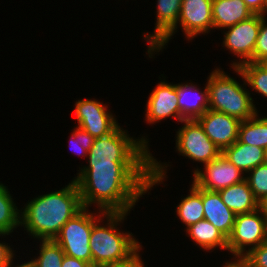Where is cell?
Instances as JSON below:
<instances>
[{"label":"cell","mask_w":267,"mask_h":267,"mask_svg":"<svg viewBox=\"0 0 267 267\" xmlns=\"http://www.w3.org/2000/svg\"><path fill=\"white\" fill-rule=\"evenodd\" d=\"M4 184L0 183V235H9L20 226V213Z\"/></svg>","instance_id":"d4e9b609"},{"label":"cell","mask_w":267,"mask_h":267,"mask_svg":"<svg viewBox=\"0 0 267 267\" xmlns=\"http://www.w3.org/2000/svg\"><path fill=\"white\" fill-rule=\"evenodd\" d=\"M244 2L253 14H261L265 16L266 0H244Z\"/></svg>","instance_id":"1f68e13d"},{"label":"cell","mask_w":267,"mask_h":267,"mask_svg":"<svg viewBox=\"0 0 267 267\" xmlns=\"http://www.w3.org/2000/svg\"><path fill=\"white\" fill-rule=\"evenodd\" d=\"M205 171H194L193 183L202 189L220 191L245 180L244 172L229 162L221 153L216 159L204 164Z\"/></svg>","instance_id":"30bf717a"},{"label":"cell","mask_w":267,"mask_h":267,"mask_svg":"<svg viewBox=\"0 0 267 267\" xmlns=\"http://www.w3.org/2000/svg\"><path fill=\"white\" fill-rule=\"evenodd\" d=\"M264 164L267 165V147L264 149Z\"/></svg>","instance_id":"8d00e7d4"},{"label":"cell","mask_w":267,"mask_h":267,"mask_svg":"<svg viewBox=\"0 0 267 267\" xmlns=\"http://www.w3.org/2000/svg\"><path fill=\"white\" fill-rule=\"evenodd\" d=\"M267 12V0H266V4H265V13Z\"/></svg>","instance_id":"f35d334b"},{"label":"cell","mask_w":267,"mask_h":267,"mask_svg":"<svg viewBox=\"0 0 267 267\" xmlns=\"http://www.w3.org/2000/svg\"><path fill=\"white\" fill-rule=\"evenodd\" d=\"M14 253L10 246L0 243V267H12Z\"/></svg>","instance_id":"4dcf8cb0"},{"label":"cell","mask_w":267,"mask_h":267,"mask_svg":"<svg viewBox=\"0 0 267 267\" xmlns=\"http://www.w3.org/2000/svg\"><path fill=\"white\" fill-rule=\"evenodd\" d=\"M118 126L110 134L95 138L88 152L89 164H112V161H152L145 138L134 140Z\"/></svg>","instance_id":"5b68a950"},{"label":"cell","mask_w":267,"mask_h":267,"mask_svg":"<svg viewBox=\"0 0 267 267\" xmlns=\"http://www.w3.org/2000/svg\"><path fill=\"white\" fill-rule=\"evenodd\" d=\"M186 229L192 240L203 249L212 250L219 246L227 250V237L208 220H200Z\"/></svg>","instance_id":"44dd1931"},{"label":"cell","mask_w":267,"mask_h":267,"mask_svg":"<svg viewBox=\"0 0 267 267\" xmlns=\"http://www.w3.org/2000/svg\"><path fill=\"white\" fill-rule=\"evenodd\" d=\"M222 154L229 162L245 173L258 165L264 164L263 148L241 143L238 140L225 148Z\"/></svg>","instance_id":"ffe728a7"},{"label":"cell","mask_w":267,"mask_h":267,"mask_svg":"<svg viewBox=\"0 0 267 267\" xmlns=\"http://www.w3.org/2000/svg\"><path fill=\"white\" fill-rule=\"evenodd\" d=\"M83 208L78 186L73 180L65 188L27 203L20 212V224L38 240H54L67 221Z\"/></svg>","instance_id":"7a4b0ae2"},{"label":"cell","mask_w":267,"mask_h":267,"mask_svg":"<svg viewBox=\"0 0 267 267\" xmlns=\"http://www.w3.org/2000/svg\"><path fill=\"white\" fill-rule=\"evenodd\" d=\"M234 71L241 75L244 84L252 87L267 97V64L265 62H247L234 68Z\"/></svg>","instance_id":"cb8c5ba5"},{"label":"cell","mask_w":267,"mask_h":267,"mask_svg":"<svg viewBox=\"0 0 267 267\" xmlns=\"http://www.w3.org/2000/svg\"><path fill=\"white\" fill-rule=\"evenodd\" d=\"M260 215V216H259ZM267 240V217L256 209L235 217L232 232L227 238V250L234 256L245 255L246 246L258 247Z\"/></svg>","instance_id":"52a82bcc"},{"label":"cell","mask_w":267,"mask_h":267,"mask_svg":"<svg viewBox=\"0 0 267 267\" xmlns=\"http://www.w3.org/2000/svg\"><path fill=\"white\" fill-rule=\"evenodd\" d=\"M16 267H26V263H22L21 265H17Z\"/></svg>","instance_id":"74e56055"},{"label":"cell","mask_w":267,"mask_h":267,"mask_svg":"<svg viewBox=\"0 0 267 267\" xmlns=\"http://www.w3.org/2000/svg\"><path fill=\"white\" fill-rule=\"evenodd\" d=\"M264 17L266 16L254 14L249 19L227 28L229 30L224 33L223 46L240 58V62L231 64L232 68H237L243 63L253 62V53L260 30V23Z\"/></svg>","instance_id":"9c48e42d"},{"label":"cell","mask_w":267,"mask_h":267,"mask_svg":"<svg viewBox=\"0 0 267 267\" xmlns=\"http://www.w3.org/2000/svg\"><path fill=\"white\" fill-rule=\"evenodd\" d=\"M180 111V122L184 120H197L209 109L208 86L199 91L193 83L175 84ZM189 94V95H188ZM192 94V95H191Z\"/></svg>","instance_id":"2e32d148"},{"label":"cell","mask_w":267,"mask_h":267,"mask_svg":"<svg viewBox=\"0 0 267 267\" xmlns=\"http://www.w3.org/2000/svg\"><path fill=\"white\" fill-rule=\"evenodd\" d=\"M237 260L227 262L223 267H253L250 260L245 255H236Z\"/></svg>","instance_id":"836d02e7"},{"label":"cell","mask_w":267,"mask_h":267,"mask_svg":"<svg viewBox=\"0 0 267 267\" xmlns=\"http://www.w3.org/2000/svg\"><path fill=\"white\" fill-rule=\"evenodd\" d=\"M62 267H94L91 263L65 255Z\"/></svg>","instance_id":"d6a6232c"},{"label":"cell","mask_w":267,"mask_h":267,"mask_svg":"<svg viewBox=\"0 0 267 267\" xmlns=\"http://www.w3.org/2000/svg\"><path fill=\"white\" fill-rule=\"evenodd\" d=\"M178 23L189 40L214 29L212 0H182Z\"/></svg>","instance_id":"5bb4252c"},{"label":"cell","mask_w":267,"mask_h":267,"mask_svg":"<svg viewBox=\"0 0 267 267\" xmlns=\"http://www.w3.org/2000/svg\"><path fill=\"white\" fill-rule=\"evenodd\" d=\"M99 213L103 217L107 216L106 219L109 223H107L108 226H100L98 222L103 219L100 216L93 224L89 239L92 265L94 267H104L129 262L142 247L132 237V233L120 232L116 228L118 222H122L127 213L101 212V210Z\"/></svg>","instance_id":"3957f363"},{"label":"cell","mask_w":267,"mask_h":267,"mask_svg":"<svg viewBox=\"0 0 267 267\" xmlns=\"http://www.w3.org/2000/svg\"><path fill=\"white\" fill-rule=\"evenodd\" d=\"M245 256L253 267H267V240L256 248L248 249Z\"/></svg>","instance_id":"f546056e"},{"label":"cell","mask_w":267,"mask_h":267,"mask_svg":"<svg viewBox=\"0 0 267 267\" xmlns=\"http://www.w3.org/2000/svg\"><path fill=\"white\" fill-rule=\"evenodd\" d=\"M253 15L244 0H212L214 28H228Z\"/></svg>","instance_id":"ac0fdd59"},{"label":"cell","mask_w":267,"mask_h":267,"mask_svg":"<svg viewBox=\"0 0 267 267\" xmlns=\"http://www.w3.org/2000/svg\"><path fill=\"white\" fill-rule=\"evenodd\" d=\"M140 254L138 253L134 258H132L129 262L119 264V265H108L104 267H144V263L140 260Z\"/></svg>","instance_id":"e575fe53"},{"label":"cell","mask_w":267,"mask_h":267,"mask_svg":"<svg viewBox=\"0 0 267 267\" xmlns=\"http://www.w3.org/2000/svg\"><path fill=\"white\" fill-rule=\"evenodd\" d=\"M197 121L221 152L238 140L241 121L236 117L208 109Z\"/></svg>","instance_id":"4fadbf2b"},{"label":"cell","mask_w":267,"mask_h":267,"mask_svg":"<svg viewBox=\"0 0 267 267\" xmlns=\"http://www.w3.org/2000/svg\"><path fill=\"white\" fill-rule=\"evenodd\" d=\"M267 61V24L264 17L260 23V30L253 53V62Z\"/></svg>","instance_id":"f1b7e54d"},{"label":"cell","mask_w":267,"mask_h":267,"mask_svg":"<svg viewBox=\"0 0 267 267\" xmlns=\"http://www.w3.org/2000/svg\"><path fill=\"white\" fill-rule=\"evenodd\" d=\"M83 208L74 217L69 219L61 228L55 241L62 248L65 255L80 259L92 264V253L89 245L93 224L98 220L93 213Z\"/></svg>","instance_id":"8992f818"},{"label":"cell","mask_w":267,"mask_h":267,"mask_svg":"<svg viewBox=\"0 0 267 267\" xmlns=\"http://www.w3.org/2000/svg\"><path fill=\"white\" fill-rule=\"evenodd\" d=\"M94 140L95 138L87 131L81 129L80 127H76L71 135L70 145H72L70 147L73 146V151L78 155L83 154V156H87Z\"/></svg>","instance_id":"83f0119b"},{"label":"cell","mask_w":267,"mask_h":267,"mask_svg":"<svg viewBox=\"0 0 267 267\" xmlns=\"http://www.w3.org/2000/svg\"><path fill=\"white\" fill-rule=\"evenodd\" d=\"M209 109L247 120L257 114L249 91L220 69H215L208 82Z\"/></svg>","instance_id":"277c9868"},{"label":"cell","mask_w":267,"mask_h":267,"mask_svg":"<svg viewBox=\"0 0 267 267\" xmlns=\"http://www.w3.org/2000/svg\"><path fill=\"white\" fill-rule=\"evenodd\" d=\"M106 108L107 106L97 100H78L75 104L78 127L87 131L94 138L113 132L119 125Z\"/></svg>","instance_id":"8fae6325"},{"label":"cell","mask_w":267,"mask_h":267,"mask_svg":"<svg viewBox=\"0 0 267 267\" xmlns=\"http://www.w3.org/2000/svg\"><path fill=\"white\" fill-rule=\"evenodd\" d=\"M182 0H157V20L155 31L151 35L145 34L144 38L149 42L148 54L159 52L176 32L177 22L181 12Z\"/></svg>","instance_id":"7c38bea8"},{"label":"cell","mask_w":267,"mask_h":267,"mask_svg":"<svg viewBox=\"0 0 267 267\" xmlns=\"http://www.w3.org/2000/svg\"><path fill=\"white\" fill-rule=\"evenodd\" d=\"M179 219L187 226L197 223L204 219V206L202 203V188L197 187L194 183L190 188V194L181 200L176 207Z\"/></svg>","instance_id":"603a6c76"},{"label":"cell","mask_w":267,"mask_h":267,"mask_svg":"<svg viewBox=\"0 0 267 267\" xmlns=\"http://www.w3.org/2000/svg\"><path fill=\"white\" fill-rule=\"evenodd\" d=\"M257 117H259L258 114L240 122L238 141L265 149L267 147V117Z\"/></svg>","instance_id":"7402d4cb"},{"label":"cell","mask_w":267,"mask_h":267,"mask_svg":"<svg viewBox=\"0 0 267 267\" xmlns=\"http://www.w3.org/2000/svg\"><path fill=\"white\" fill-rule=\"evenodd\" d=\"M223 203L236 215L252 212L259 208L246 180L218 191Z\"/></svg>","instance_id":"d6986e66"},{"label":"cell","mask_w":267,"mask_h":267,"mask_svg":"<svg viewBox=\"0 0 267 267\" xmlns=\"http://www.w3.org/2000/svg\"><path fill=\"white\" fill-rule=\"evenodd\" d=\"M259 209L267 217V196L259 201Z\"/></svg>","instance_id":"d590c367"},{"label":"cell","mask_w":267,"mask_h":267,"mask_svg":"<svg viewBox=\"0 0 267 267\" xmlns=\"http://www.w3.org/2000/svg\"><path fill=\"white\" fill-rule=\"evenodd\" d=\"M164 169L152 156V161L89 164L73 180L84 208L97 203L99 211L128 213L146 191L163 182Z\"/></svg>","instance_id":"6da1fadb"},{"label":"cell","mask_w":267,"mask_h":267,"mask_svg":"<svg viewBox=\"0 0 267 267\" xmlns=\"http://www.w3.org/2000/svg\"><path fill=\"white\" fill-rule=\"evenodd\" d=\"M247 173L250 175L245 180L259 202L267 196V165H258Z\"/></svg>","instance_id":"4316f807"},{"label":"cell","mask_w":267,"mask_h":267,"mask_svg":"<svg viewBox=\"0 0 267 267\" xmlns=\"http://www.w3.org/2000/svg\"><path fill=\"white\" fill-rule=\"evenodd\" d=\"M146 105L145 115L148 123L154 124L170 116L180 122L178 96L175 85L161 81L151 92Z\"/></svg>","instance_id":"9a60e30c"},{"label":"cell","mask_w":267,"mask_h":267,"mask_svg":"<svg viewBox=\"0 0 267 267\" xmlns=\"http://www.w3.org/2000/svg\"><path fill=\"white\" fill-rule=\"evenodd\" d=\"M184 126L177 132L176 148L183 156L207 164L222 152L205 134L197 120H184Z\"/></svg>","instance_id":"ba28073f"},{"label":"cell","mask_w":267,"mask_h":267,"mask_svg":"<svg viewBox=\"0 0 267 267\" xmlns=\"http://www.w3.org/2000/svg\"><path fill=\"white\" fill-rule=\"evenodd\" d=\"M202 203L204 219L228 238L232 232L236 214L223 203L217 191L202 189Z\"/></svg>","instance_id":"e0dca14e"},{"label":"cell","mask_w":267,"mask_h":267,"mask_svg":"<svg viewBox=\"0 0 267 267\" xmlns=\"http://www.w3.org/2000/svg\"><path fill=\"white\" fill-rule=\"evenodd\" d=\"M38 258L27 262L31 267H62L65 253L55 240H42Z\"/></svg>","instance_id":"484cf974"}]
</instances>
